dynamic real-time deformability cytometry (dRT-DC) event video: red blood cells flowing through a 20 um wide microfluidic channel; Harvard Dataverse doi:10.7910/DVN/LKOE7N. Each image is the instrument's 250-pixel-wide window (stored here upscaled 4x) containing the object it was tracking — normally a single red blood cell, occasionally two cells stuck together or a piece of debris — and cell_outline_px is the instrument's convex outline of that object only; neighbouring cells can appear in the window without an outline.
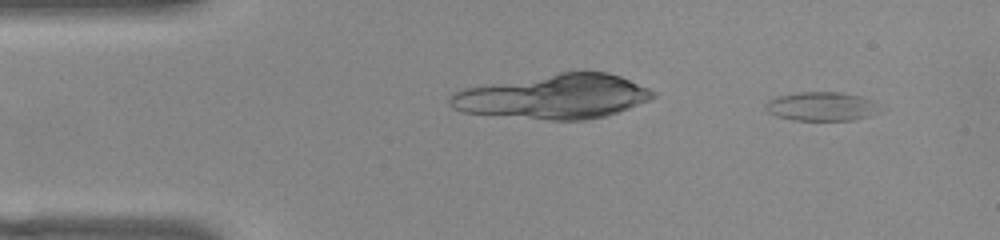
{"species": "common noctule bat (a hibernating species)", "species_latin": "Nyctalus noctula", "temperature_condition": "warm", "stored_images_in_passage": 11, "camera_frame_rate_fps": 3000, "um_per_image_px": 0.085, "animal": {"sex": "female", "body_mass_g": 22.0, "forearm_length_mm": 56.7}, "frame": {"image": 1, "passage_image": 4, "time_ms": 1.0, "image_size_px": [1000, 240], "cell_outline_px": [[880, 112], [868, 116], [852, 120], [792, 120], [776, 116], [768, 112], [764, 108], [764, 104], [768, 100], [776, 96], [800, 92], [844, 92], [864, 96], [876, 100]], "centroid_in_image_um": [69.85, 9.03], "position_along_channel_um": 15.2, "area_um2": 19.65}}